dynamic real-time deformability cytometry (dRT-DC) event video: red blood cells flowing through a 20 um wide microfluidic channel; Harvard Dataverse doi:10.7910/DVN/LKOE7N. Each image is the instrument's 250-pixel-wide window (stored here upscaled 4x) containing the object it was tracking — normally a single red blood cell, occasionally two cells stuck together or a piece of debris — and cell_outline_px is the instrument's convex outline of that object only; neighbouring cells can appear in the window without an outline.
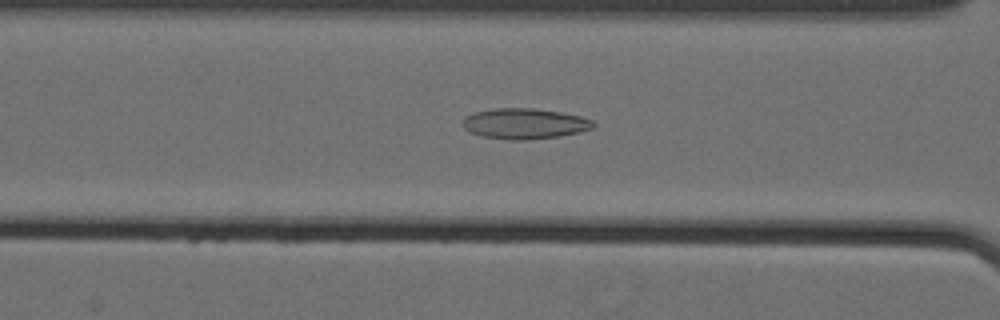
{"species": "Egyptian fruit bat (a non-hibernating species)", "species_latin": "Rousettus aegyptiacus", "temperature_condition": "cold", "stored_images_in_passage": 61, "camera_frame_rate_fps": 3000, "um_per_image_px": 0.085, "animal": {"sex": "female"}, "frame": {"image": 1, "passage_image": 29, "time_ms": 9.333, "image_size_px": [1000, 320], "cell_outline_px": [[596, 124], [592, 128], [580, 132], [560, 136], [524, 140], [512, 140], [480, 136], [468, 132], [464, 128], [464, 120], [472, 112], [496, 108], [532, 108], [560, 112], [580, 116], [592, 120]], "centroid_in_image_um": [44.59, 10.51], "position_along_channel_um": 122.0, "area_um2": 23.24}}
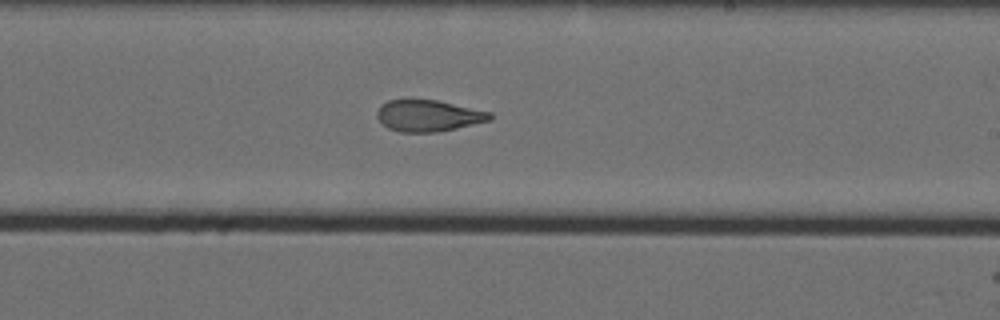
{"frame": {"image": 2, "passage_image": 40, "time_ms": 13.0, "image_size_px": [1000, 320], "cell_outline_px": [[492, 120], [440, 132], [400, 132], [388, 128], [376, 116], [376, 112], [380, 104], [388, 100], [436, 100], [492, 112]], "centroid_in_image_um": [36.42, 9.84], "position_along_channel_um": 252.6, "area_um2": 20.75}}
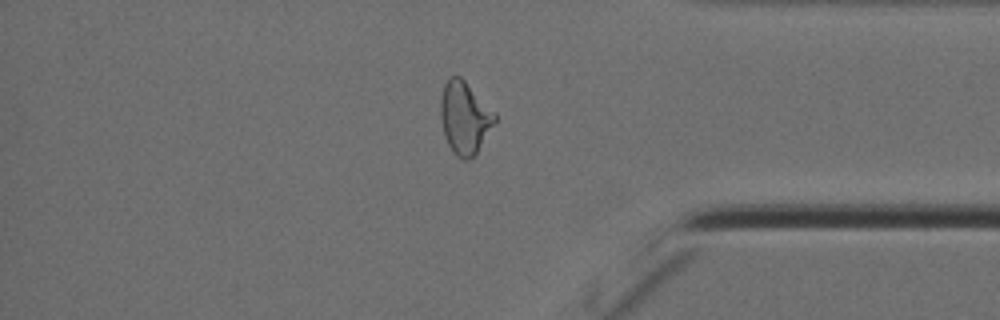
{"frame": {"image": 3, "passage_image": 53, "time_ms": 17.333, "image_size_px": [1000, 320], "cell_outline_px": [[496, 120], [476, 152], [468, 160], [464, 160], [456, 156], [452, 152], [444, 136], [440, 116], [440, 96], [444, 84], [448, 76], [460, 76], [496, 112]], "centroid_in_image_um": [39.47, 9.98], "position_along_channel_um": 395.7, "area_um2": 22.89}, "authors_computed_cell_mechanics": {"area_um2": 23.7558, "velocity_mm_per_s": 3.5666, "shape_relaxation_time_tau1_ms": null, "shape_relaxation_time_tau2_ms": 2.91, "deformation_change_tau1": null, "deformation_change_tau2": 0.1005}}